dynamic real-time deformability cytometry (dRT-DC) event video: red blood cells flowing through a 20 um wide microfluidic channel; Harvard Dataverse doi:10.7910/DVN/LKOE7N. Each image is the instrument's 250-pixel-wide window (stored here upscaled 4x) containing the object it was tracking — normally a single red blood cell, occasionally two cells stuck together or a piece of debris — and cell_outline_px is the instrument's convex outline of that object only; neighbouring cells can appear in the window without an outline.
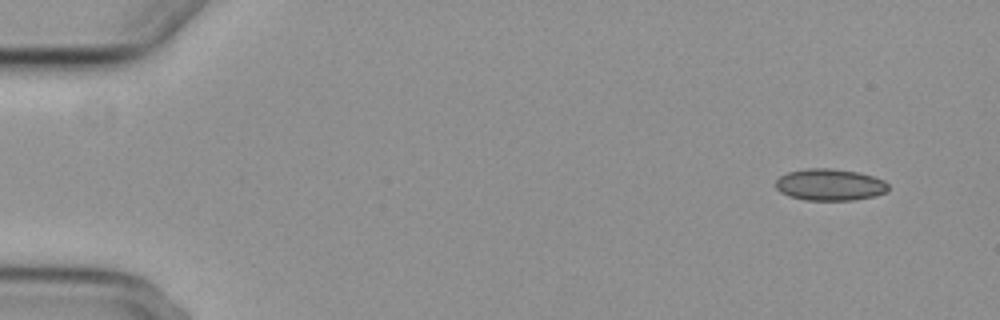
{"species": "common noctule bat (a hibernating species)", "species_latin": "Nyctalus noctula", "temperature_condition": "cold", "stored_images_in_passage": 5, "camera_frame_rate_fps": 3000, "um_per_image_px": 0.085, "animal": {"sex": "female", "body_mass_g": 29.2, "forearm_length_mm": 56.3}, "frame": {"image": 1, "passage_image": 1, "time_ms": 0.0, "image_size_px": [1000, 320], "cell_outline_px": [[888, 192], [876, 196], [852, 200], [804, 200], [788, 196], [780, 192], [776, 188], [776, 180], [780, 176], [788, 172], [808, 168], [828, 168], [860, 172], [884, 180], [888, 184]], "centroid_in_image_um": [70.55, 15.7], "position_along_channel_um": 14.5, "area_um2": 20.98}}
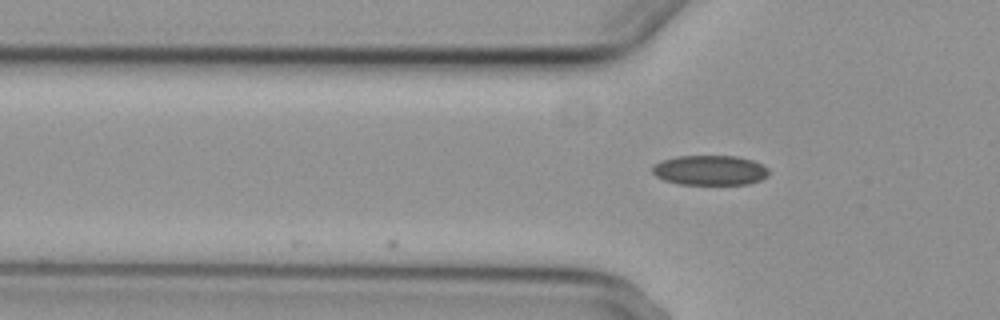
{"frame": {"image": 2, "passage_image": 5, "time_ms": 4.667, "image_size_px": [1000, 320], "cell_outline_px": [[768, 176], [760, 180], [748, 184], [680, 184], [664, 180], [656, 176], [652, 172], [652, 168], [656, 164], [664, 160], [676, 156], [736, 156], [752, 160], [768, 168]], "centroid_in_image_um": [60.36, 14.47], "position_along_channel_um": 65.4, "area_um2": 20.11}}